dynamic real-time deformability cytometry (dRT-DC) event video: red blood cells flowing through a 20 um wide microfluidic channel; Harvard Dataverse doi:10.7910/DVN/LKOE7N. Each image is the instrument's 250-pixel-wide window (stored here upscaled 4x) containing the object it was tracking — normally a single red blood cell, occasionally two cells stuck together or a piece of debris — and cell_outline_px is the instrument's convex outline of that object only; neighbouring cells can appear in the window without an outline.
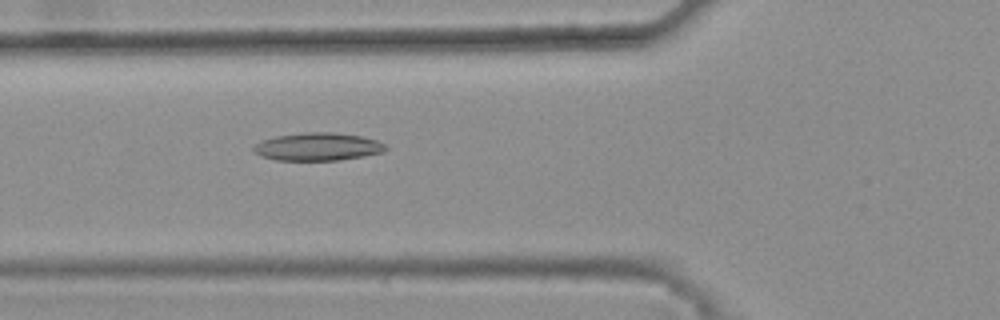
{"species": "common noctule bat (a hibernating species)", "species_latin": "Nyctalus noctula", "temperature_condition": "warm", "stored_images_in_passage": 47, "camera_frame_rate_fps": 3000, "um_per_image_px": 0.085, "animal": {"sex": "female", "body_mass_g": 25.1}, "frame": {"image": 1, "passage_image": 19, "time_ms": 6.0, "image_size_px": [1000, 320], "cell_outline_px": [[388, 148], [384, 152], [364, 156], [340, 160], [276, 160], [260, 156], [252, 152], [252, 148], [260, 140], [276, 136], [304, 132], [332, 132], [360, 136], [376, 140], [384, 144]], "centroid_in_image_um": [26.98, 12.47], "position_along_channel_um": 98.8, "area_um2": 21.56}}
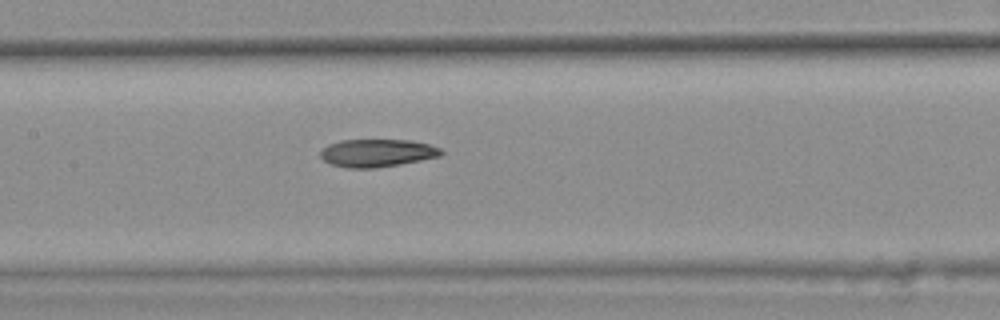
{"frame": {"image": 2, "passage_image": 25, "time_ms": 8.0, "image_size_px": [1000, 320], "cell_outline_px": [[444, 152], [440, 156], [400, 164], [376, 168], [348, 168], [332, 164], [324, 160], [320, 156], [320, 152], [328, 144], [340, 140], [412, 140], [428, 144], [440, 148]], "centroid_in_image_um": [32.05, 13.0], "position_along_channel_um": 175.3, "area_um2": 19.48}}
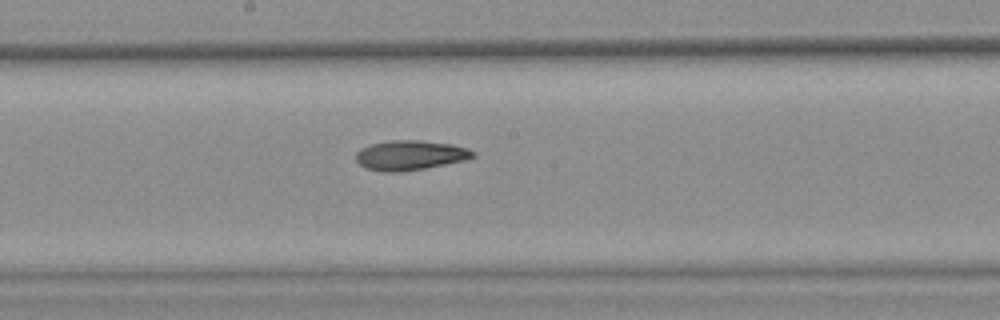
{"frame": {"image": 3, "passage_image": 28, "time_ms": 9.0, "image_size_px": [1000, 320], "cell_outline_px": [[476, 156], [464, 160], [424, 168], [400, 172], [384, 172], [364, 168], [356, 160], [356, 152], [360, 148], [372, 144], [388, 140], [420, 140], [452, 144], [468, 148], [476, 152]], "centroid_in_image_um": [34.85, 13.19], "position_along_channel_um": 213.4, "area_um2": 20.35}, "authors_computed_cell_mechanics": {"area_um2": 20.3456, "velocity_mm_per_s": 3.8145, "shape_relaxation_time_tau1_ms": null, "shape_relaxation_time_tau2_ms": 7.0364, "deformation_change_tau1": null, "deformation_change_tau2": 0.1603}}